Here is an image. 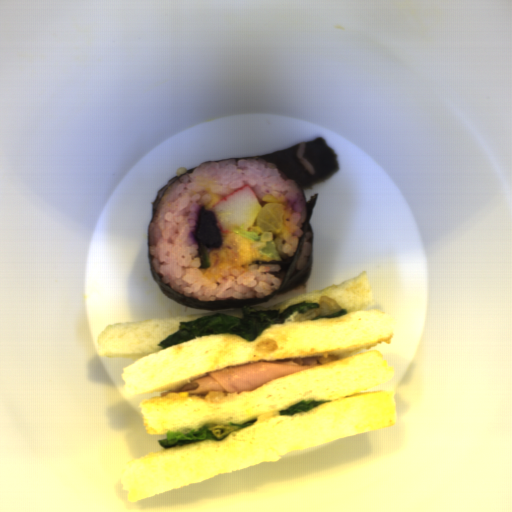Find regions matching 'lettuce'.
Returning <instances> with one entry per match:
<instances>
[{
    "label": "lettuce",
    "mask_w": 512,
    "mask_h": 512,
    "mask_svg": "<svg viewBox=\"0 0 512 512\" xmlns=\"http://www.w3.org/2000/svg\"><path fill=\"white\" fill-rule=\"evenodd\" d=\"M319 307V303L304 301L288 306L280 313L279 310H257L244 305L241 308L242 318L218 313L180 322L178 330L157 343V346L164 350L202 336L216 334H233L252 342L260 337L269 325L284 324L285 319L295 312L302 315Z\"/></svg>",
    "instance_id": "lettuce-1"
},
{
    "label": "lettuce",
    "mask_w": 512,
    "mask_h": 512,
    "mask_svg": "<svg viewBox=\"0 0 512 512\" xmlns=\"http://www.w3.org/2000/svg\"><path fill=\"white\" fill-rule=\"evenodd\" d=\"M255 422L256 419L245 424H234L231 422L229 423V425H223L213 424L210 422L199 429H191L186 433H182L179 431H169L167 432L166 439H159L158 445L168 450L175 446H182L191 442L201 440L220 441L228 437L231 432L253 425Z\"/></svg>",
    "instance_id": "lettuce-2"
},
{
    "label": "lettuce",
    "mask_w": 512,
    "mask_h": 512,
    "mask_svg": "<svg viewBox=\"0 0 512 512\" xmlns=\"http://www.w3.org/2000/svg\"><path fill=\"white\" fill-rule=\"evenodd\" d=\"M330 401H332V400L306 401V400L302 399L298 403H296L288 408L282 409L281 411H279V413H280V415L289 416V415H293L294 413L307 412V411L315 408L319 404H325Z\"/></svg>",
    "instance_id": "lettuce-3"
},
{
    "label": "lettuce",
    "mask_w": 512,
    "mask_h": 512,
    "mask_svg": "<svg viewBox=\"0 0 512 512\" xmlns=\"http://www.w3.org/2000/svg\"><path fill=\"white\" fill-rule=\"evenodd\" d=\"M345 314H347V309L345 308H341L340 310H338L337 312L331 314V315H325V316H318L316 318H313L311 319L313 322L314 321H317L318 319L320 318H336V317H342L344 316Z\"/></svg>",
    "instance_id": "lettuce-4"
}]
</instances>
